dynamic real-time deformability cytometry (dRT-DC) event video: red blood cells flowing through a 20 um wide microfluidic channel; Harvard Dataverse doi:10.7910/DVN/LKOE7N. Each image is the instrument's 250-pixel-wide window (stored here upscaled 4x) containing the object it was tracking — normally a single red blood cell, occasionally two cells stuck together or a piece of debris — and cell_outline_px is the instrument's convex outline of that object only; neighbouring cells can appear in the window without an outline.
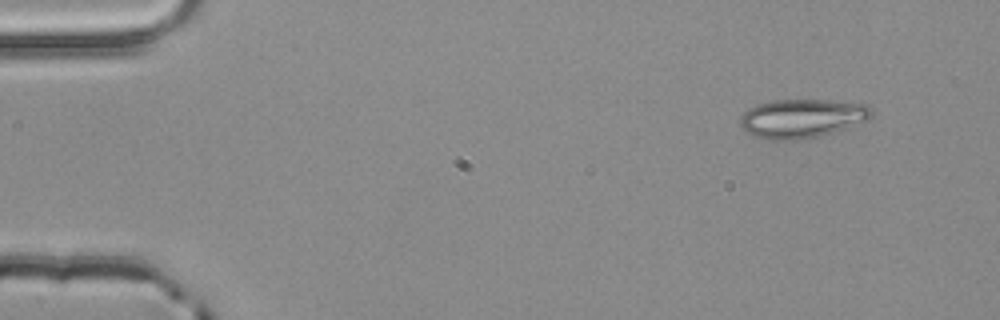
{"species": "common noctule bat (a hibernating species)", "species_latin": "Nyctalus noctula", "temperature_condition": "room temperature", "stored_images_in_passage": 4, "camera_frame_rate_fps": 3000, "um_per_image_px": 0.085, "animal": {"sex": "male", "body_mass_g": 20.4}, "frame": {"image": 1, "passage_image": 1, "time_ms": 0.0, "image_size_px": [1000, 320], "cell_outline_px": [[872, 116], [868, 120], [820, 136], [800, 140], [772, 140], [752, 136], [740, 124], [740, 116], [748, 108], [756, 104], [772, 100], [828, 100], [868, 104], [872, 112]], "centroid_in_image_um": [68.15, 10.06], "position_along_channel_um": 16.9, "area_um2": 29.82}}